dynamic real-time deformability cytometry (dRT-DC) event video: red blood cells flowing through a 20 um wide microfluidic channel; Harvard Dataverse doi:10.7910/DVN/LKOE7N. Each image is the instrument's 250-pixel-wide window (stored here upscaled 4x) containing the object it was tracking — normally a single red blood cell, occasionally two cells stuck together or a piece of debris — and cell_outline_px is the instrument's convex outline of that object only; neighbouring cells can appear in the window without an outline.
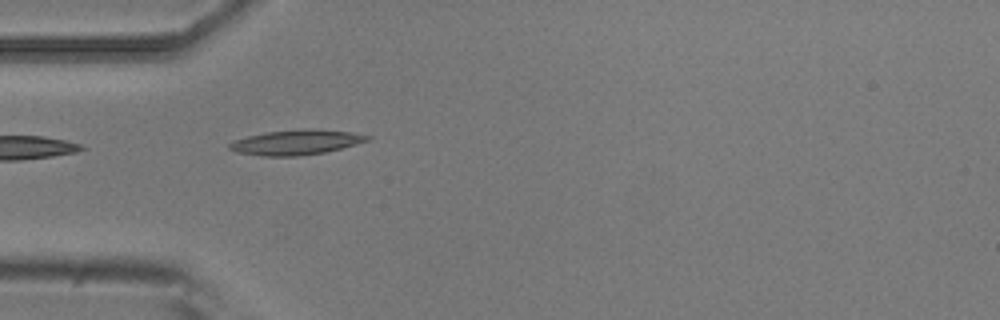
{"species": "common noctule bat (a hibernating species)", "species_latin": "Nyctalus noctula", "temperature_condition": "room temperature", "stored_images_in_passage": 38, "camera_frame_rate_fps": 3000, "um_per_image_px": 0.085, "animal": {"sex": "male", "body_mass_g": 20.5, "forearm_length_mm": 52.5}, "frame": {"image": 1, "passage_image": 1, "time_ms": 0.0, "image_size_px": [1000, 320], "cell_outline_px": [[372, 136], [368, 140], [340, 148], [324, 152], [300, 156], [260, 156], [236, 152], [228, 148], [228, 144], [232, 140], [248, 136], [268, 132], [304, 128], [352, 132]], "centroid_in_image_um": [25.12, 12.09], "position_along_channel_um": 59.9, "area_um2": 19.94}}
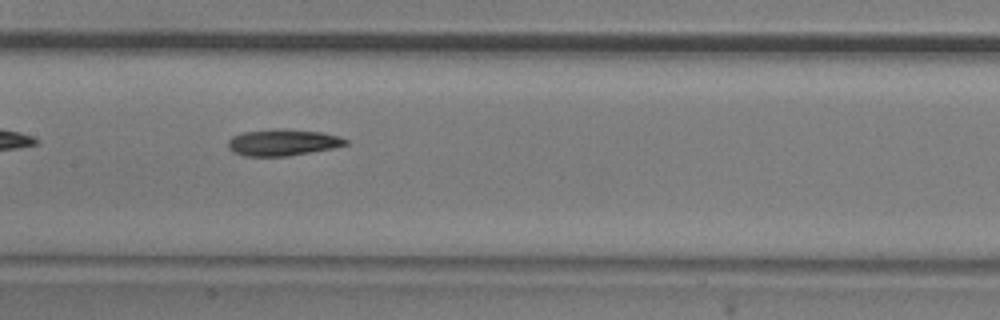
{"frame": {"image": 2, "passage_image": 11, "time_ms": 3.333, "image_size_px": [1000, 320], "cell_outline_px": [[348, 144], [332, 148], [288, 156], [244, 156], [232, 152], [228, 148], [228, 140], [232, 136], [244, 132], [276, 128], [288, 128], [324, 132], [340, 136], [348, 140]], "centroid_in_image_um": [24.04, 12.09], "position_along_channel_um": 183.4, "area_um2": 18.44}}
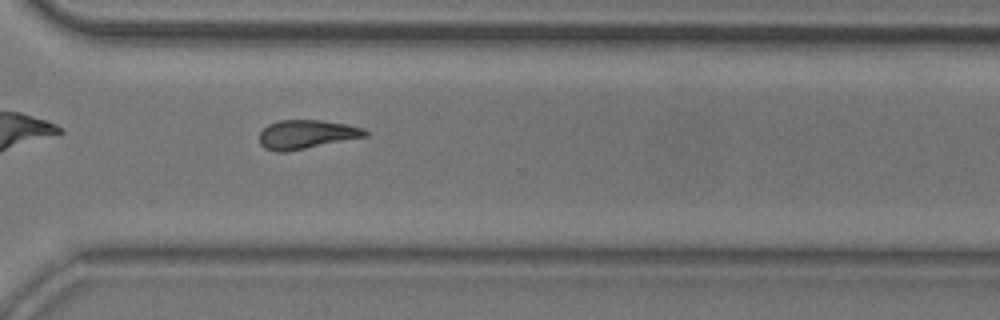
{"frame": {"image": 3, "passage_image": 24, "time_ms": 7.667, "image_size_px": [1000, 320], "cell_outline_px": [[368, 136], [284, 152], [276, 152], [264, 148], [260, 144], [260, 132], [268, 124], [280, 120], [320, 120], [348, 124], [364, 128], [368, 132]], "centroid_in_image_um": [26.05, 11.41], "position_along_channel_um": 344.5, "area_um2": 17.74}}